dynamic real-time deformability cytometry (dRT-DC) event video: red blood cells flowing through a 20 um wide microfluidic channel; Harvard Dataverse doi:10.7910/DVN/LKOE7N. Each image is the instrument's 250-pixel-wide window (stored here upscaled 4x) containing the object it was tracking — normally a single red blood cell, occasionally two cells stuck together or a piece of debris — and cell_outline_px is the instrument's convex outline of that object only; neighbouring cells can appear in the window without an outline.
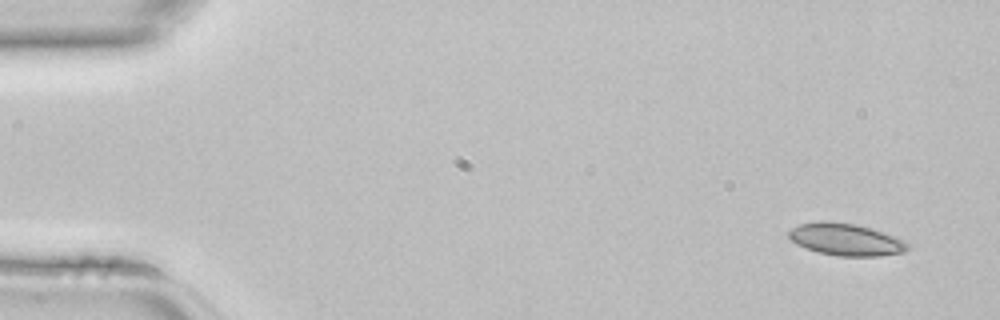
{"species": "common noctule bat (a hibernating species)", "species_latin": "Nyctalus noctula", "temperature_condition": "room temperature", "stored_images_in_passage": 43, "camera_frame_rate_fps": 3000, "um_per_image_px": 0.085, "animal": {"sex": "female", "body_mass_g": 22.7, "forearm_length_mm": 54.2}, "frame": {"image": 1, "passage_image": 1, "time_ms": 0.0, "image_size_px": [1000, 320], "cell_outline_px": [[912, 248], [904, 252], [880, 256], [836, 256], [820, 252], [796, 244], [788, 236], [788, 232], [792, 228], [800, 224], [820, 220], [828, 220], [856, 224], [872, 228], [884, 232], [904, 240]], "centroid_in_image_um": [71.93, 20.34], "position_along_channel_um": 13.1, "area_um2": 22.43}}
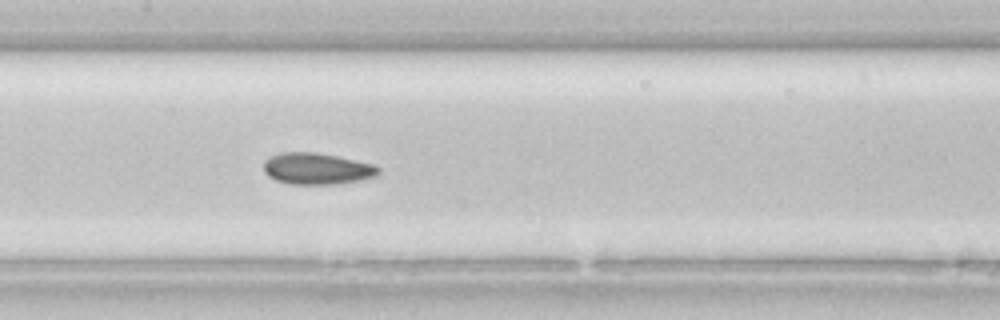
{"frame": {"image": 2, "passage_image": 20, "time_ms": 6.333, "image_size_px": [1000, 320], "cell_outline_px": [[380, 172], [376, 176], [336, 184], [292, 184], [276, 180], [268, 176], [264, 172], [264, 160], [268, 156], [280, 152], [312, 152], [336, 156], [372, 164], [380, 168]], "centroid_in_image_um": [26.88, 14.33], "position_along_channel_um": 180.5, "area_um2": 20.92}}
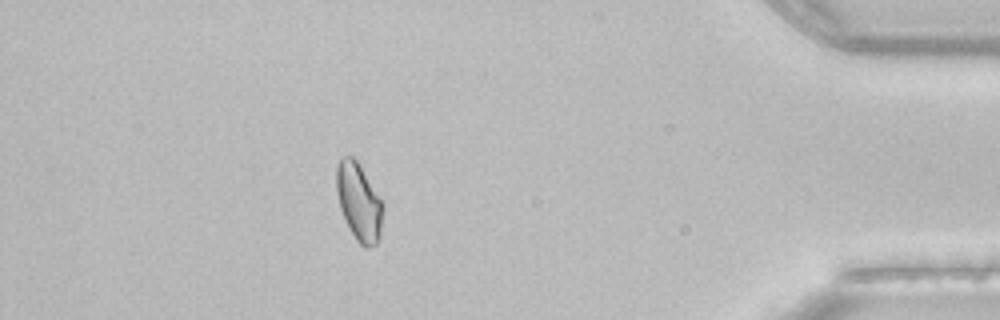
{"frame": {"image": 3, "passage_image": 38, "time_ms": 12.333, "image_size_px": [1000, 320], "cell_outline_px": [[384, 208], [380, 236], [376, 244], [368, 248], [360, 244], [356, 240], [340, 208], [336, 192], [336, 168], [340, 156], [352, 156], [360, 164], [384, 204]], "centroid_in_image_um": [30.51, 17.13], "position_along_channel_um": 404.7, "area_um2": 21.1}}